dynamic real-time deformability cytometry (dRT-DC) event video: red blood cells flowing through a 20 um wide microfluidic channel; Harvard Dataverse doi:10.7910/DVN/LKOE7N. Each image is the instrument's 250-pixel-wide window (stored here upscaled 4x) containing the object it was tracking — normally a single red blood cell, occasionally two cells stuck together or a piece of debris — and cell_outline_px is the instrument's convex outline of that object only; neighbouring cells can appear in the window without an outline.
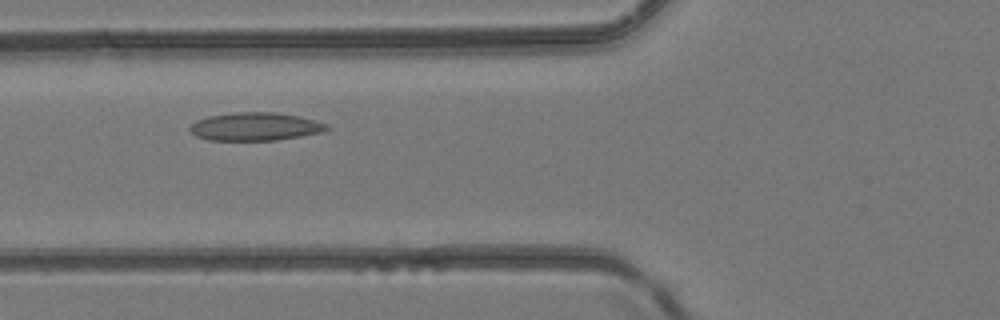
{"species": "common noctule bat (a hibernating species)", "species_latin": "Nyctalus noctula", "temperature_condition": "room temperature", "stored_images_in_passage": 4, "camera_frame_rate_fps": 3000, "um_per_image_px": 0.085, "animal": {"sex": "female", "body_mass_g": 24.6, "forearm_length_mm": 56.2}, "frame": {"image": 1, "passage_image": 4, "time_ms": 1.0, "image_size_px": [1000, 320], "cell_outline_px": [[332, 128], [324, 132], [276, 140], [208, 140], [196, 136], [188, 128], [196, 120], [208, 116], [236, 112], [276, 112], [296, 116], [328, 124]], "centroid_in_image_um": [21.69, 10.76], "position_along_channel_um": 104.1, "area_um2": 22.37}}